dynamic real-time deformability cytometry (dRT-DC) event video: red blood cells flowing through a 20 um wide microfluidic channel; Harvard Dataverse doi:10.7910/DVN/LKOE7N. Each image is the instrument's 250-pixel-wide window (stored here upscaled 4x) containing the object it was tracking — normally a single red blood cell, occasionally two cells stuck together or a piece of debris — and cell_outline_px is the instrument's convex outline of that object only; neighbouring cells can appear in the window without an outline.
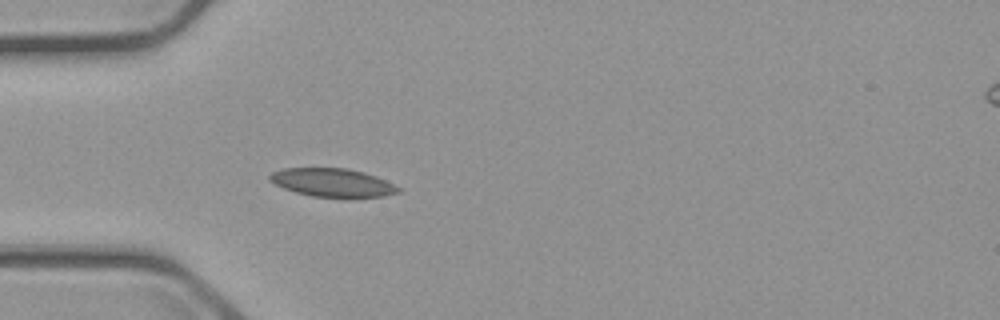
{"species": "common noctule bat (a hibernating species)", "species_latin": "Nyctalus noctula", "temperature_condition": "cold", "stored_images_in_passage": 3, "camera_frame_rate_fps": 3000, "um_per_image_px": 0.085, "animal": {"sex": "male", "body_mass_g": 23.1, "forearm_length_mm": 52.7}, "frame": {"image": 1, "passage_image": 3, "time_ms": 3.333, "image_size_px": [1000, 320], "cell_outline_px": [[404, 188], [400, 192], [384, 196], [344, 200], [312, 196], [296, 192], [284, 188], [268, 180], [268, 176], [272, 172], [284, 168], [348, 168], [364, 172], [376, 176]], "centroid_in_image_um": [28.34, 15.56], "position_along_channel_um": 56.7, "area_um2": 22.08}}